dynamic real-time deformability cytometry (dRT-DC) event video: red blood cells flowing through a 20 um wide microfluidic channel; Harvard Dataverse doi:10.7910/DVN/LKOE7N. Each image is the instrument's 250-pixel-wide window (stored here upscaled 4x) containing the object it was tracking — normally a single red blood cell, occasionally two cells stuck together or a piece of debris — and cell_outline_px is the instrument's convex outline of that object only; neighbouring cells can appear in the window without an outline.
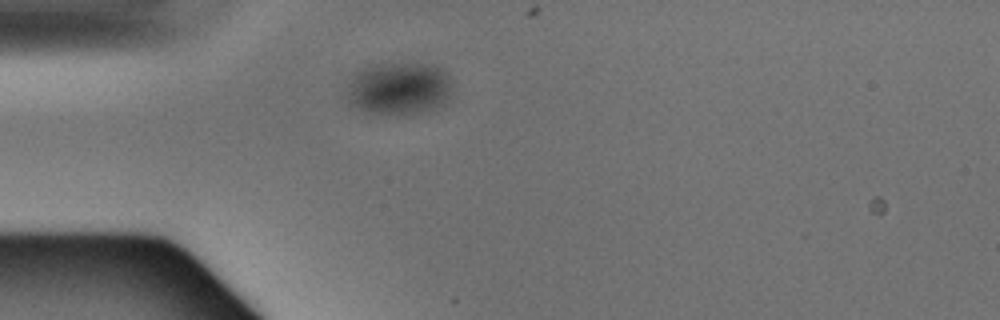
{"species": "Egyptian fruit bat (a non-hibernating species)", "species_latin": "Rousettus aegyptiacus", "temperature_condition": "warm", "stored_images_in_passage": 2, "camera_frame_rate_fps": 3000, "um_per_image_px": 0.085, "animal": {"sex": "male"}, "frame": {"image": 1, "passage_image": 2, "time_ms": 0.333, "image_size_px": [1000, 320], "cell_outline_px": [[452, 92], [444, 104], [428, 112], [408, 116], [396, 116], [364, 112], [352, 104], [348, 100], [348, 84], [352, 76], [356, 72], [364, 68], [376, 64], [432, 64], [448, 72]], "centroid_in_image_um": [33.95, 7.57], "position_along_channel_um": 51.0, "area_um2": 33.0}}